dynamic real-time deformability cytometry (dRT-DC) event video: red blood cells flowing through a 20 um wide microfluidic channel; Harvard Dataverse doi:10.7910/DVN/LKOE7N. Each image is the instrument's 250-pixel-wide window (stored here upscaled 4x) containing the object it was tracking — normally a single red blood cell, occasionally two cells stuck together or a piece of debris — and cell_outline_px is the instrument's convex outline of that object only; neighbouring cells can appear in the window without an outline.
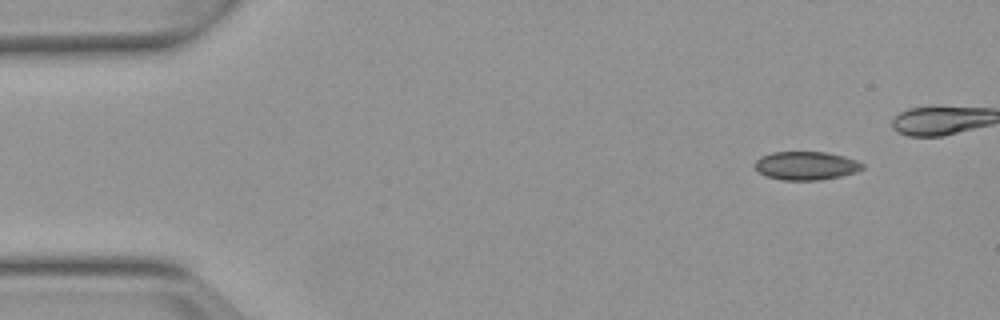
{"species": "Egyptian fruit bat (a non-hibernating species)", "species_latin": "Rousettus aegyptiacus", "temperature_condition": "warm", "stored_images_in_passage": 6, "segment_of_instrument_passage": [1, 2], "camera_frame_rate_fps": 3000, "um_per_image_px": 0.085, "animal": {"sex": "female"}, "frame": {"image": 1, "passage_image": 1, "time_ms": 0.0, "image_size_px": [1000, 320], "cell_outline_px": [[864, 168], [856, 172], [840, 176], [820, 180], [784, 180], [768, 176], [760, 172], [756, 168], [756, 160], [760, 156], [772, 152], [828, 152], [844, 156], [856, 160], [864, 164]], "centroid_in_image_um": [68.55, 14.07], "position_along_channel_um": 16.5, "area_um2": 17.74}}
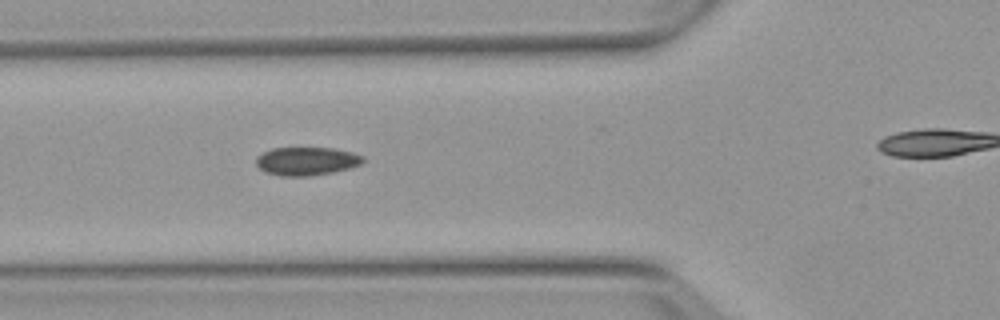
{"frame": {"image": 2, "passage_image": 5, "time_ms": 4.667, "image_size_px": [1000, 320], "cell_outline_px": [[368, 160], [360, 164], [348, 168], [332, 172], [308, 176], [280, 176], [264, 172], [256, 164], [256, 156], [272, 148], [336, 148], [352, 152], [364, 156]], "centroid_in_image_um": [26.07, 13.69], "position_along_channel_um": 99.7, "area_um2": 17.74}}